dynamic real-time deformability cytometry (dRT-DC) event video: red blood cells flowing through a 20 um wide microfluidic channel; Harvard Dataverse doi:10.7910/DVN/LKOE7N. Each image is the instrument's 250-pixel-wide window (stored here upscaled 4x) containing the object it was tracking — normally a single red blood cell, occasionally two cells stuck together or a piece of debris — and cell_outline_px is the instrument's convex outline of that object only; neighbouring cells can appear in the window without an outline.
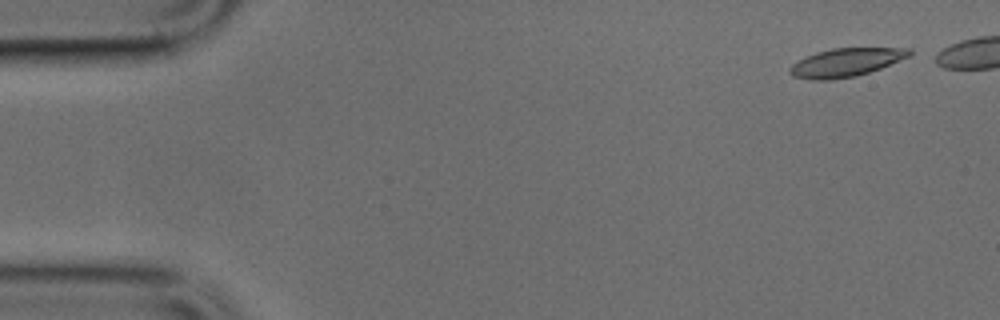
{"species": "common noctule bat (a hibernating species)", "species_latin": "Nyctalus noctula", "temperature_condition": "cold", "stored_images_in_passage": 8, "camera_frame_rate_fps": 3000, "um_per_image_px": 0.085, "animal": {"sex": "male", "body_mass_g": 17.9, "forearm_length_mm": 54.2}, "frame": {"image": 1, "passage_image": 2, "time_ms": 0.333, "image_size_px": [1000, 320], "cell_outline_px": [[912, 56], [880, 68], [856, 76], [828, 80], [812, 80], [792, 76], [788, 72], [788, 68], [792, 64], [816, 52], [832, 48], [912, 48]], "centroid_in_image_um": [71.91, 5.31], "position_along_channel_um": 13.1, "area_um2": 19.77}}